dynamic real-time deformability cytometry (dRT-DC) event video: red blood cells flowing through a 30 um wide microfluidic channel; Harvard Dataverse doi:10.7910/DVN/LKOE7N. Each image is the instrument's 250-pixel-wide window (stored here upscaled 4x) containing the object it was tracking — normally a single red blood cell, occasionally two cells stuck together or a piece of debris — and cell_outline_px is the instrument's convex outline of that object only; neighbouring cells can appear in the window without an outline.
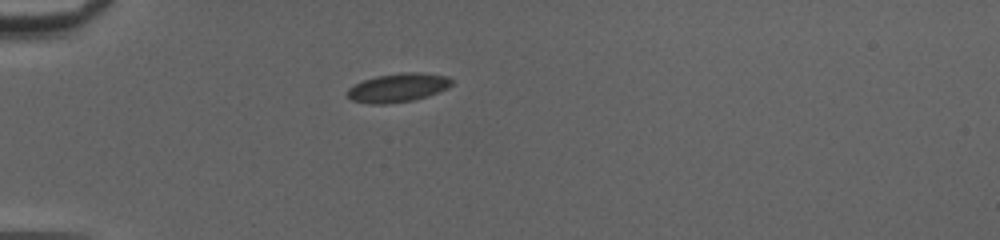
{"species": "common noctule bat (a hibernating species)", "species_latin": "Nyctalus noctula", "temperature_condition": "cold", "stored_images_in_passage": 38, "camera_frame_rate_fps": 3000, "um_per_image_px": 0.085, "animal": {"sex": "female", "body_mass_g": 20.0, "forearm_length_mm": 54.0}, "frame": {"image": 1, "passage_image": 1, "time_ms": 0.0, "image_size_px": [1000, 240], "cell_outline_px": [[452, 84], [448, 88], [412, 100], [388, 104], [372, 104], [352, 100], [348, 96], [348, 88], [364, 80], [376, 76], [404, 72], [416, 72], [448, 76], [452, 80]], "centroid_in_image_um": [33.82, 7.45], "position_along_channel_um": 51.2, "area_um2": 17.17}}
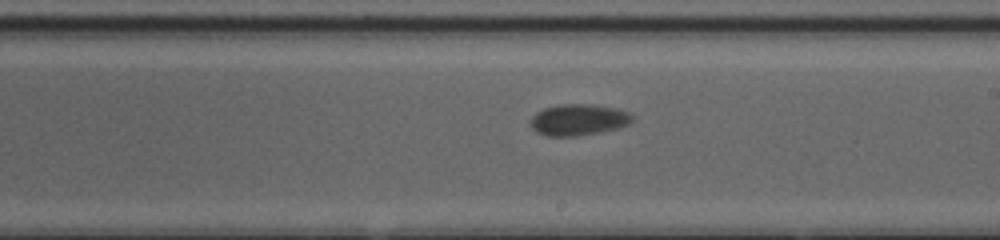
{"frame": {"image": 2, "passage_image": 17, "time_ms": 5.333, "image_size_px": [1000, 240], "cell_outline_px": [[632, 120], [628, 124], [616, 128], [576, 136], [544, 136], [536, 132], [532, 128], [532, 116], [536, 112], [544, 108], [560, 104], [592, 104], [616, 108], [628, 112], [632, 116]], "centroid_in_image_um": [49.13, 10.17], "position_along_channel_um": 239.9, "area_um2": 18.38}}
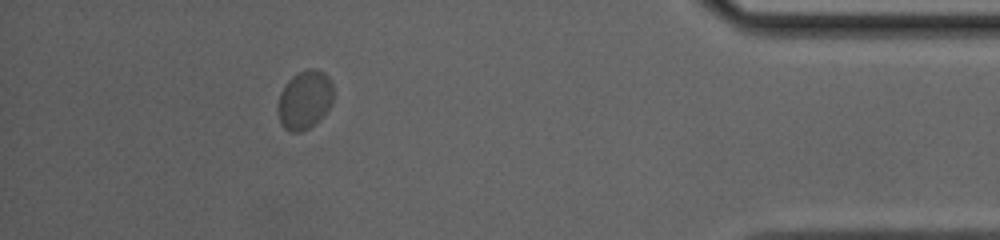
{"frame": {"image": 3, "passage_image": 33, "time_ms": 10.667, "image_size_px": [1000, 240], "cell_outline_px": [[332, 100], [324, 116], [308, 128], [300, 132], [292, 132], [284, 128], [280, 124], [276, 108], [280, 92], [288, 80], [292, 76], [308, 68], [316, 68], [324, 72], [328, 76], [332, 84]], "centroid_in_image_um": [25.87, 8.48], "position_along_channel_um": 409.3, "area_um2": 19.13}, "authors_computed_cell_mechanics": {"area_um2": 18.3226, "velocity_mm_per_s": 3.9747, "shape_relaxation_time_tau1_ms": 1.1757, "shape_relaxation_time_tau2_ms": null, "deformation_change_tau1": 0.0706, "deformation_change_tau2": null}}